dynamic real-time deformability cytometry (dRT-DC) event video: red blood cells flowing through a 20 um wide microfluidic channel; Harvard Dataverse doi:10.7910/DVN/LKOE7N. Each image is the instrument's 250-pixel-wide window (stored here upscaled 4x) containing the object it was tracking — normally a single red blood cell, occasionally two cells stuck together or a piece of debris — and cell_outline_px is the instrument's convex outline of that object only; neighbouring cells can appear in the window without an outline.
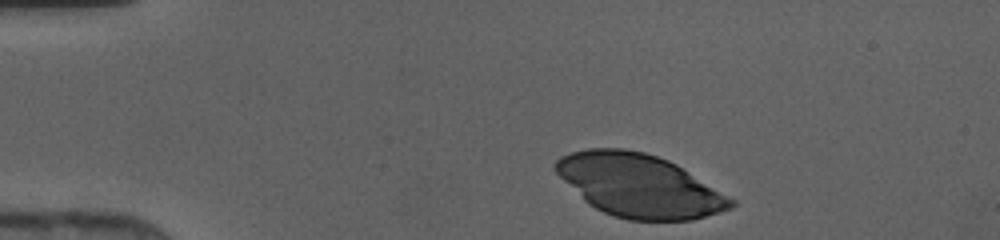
{"species": "human", "species_latin": "Homo sapiens", "temperature_condition": "cold", "stored_images_in_passage": 13, "camera_frame_rate_fps": 3000, "um_per_image_px": 0.085, "donor": {"sex": "female"}, "frame": {"image": 1, "passage_image": 1, "time_ms": 0.0, "image_size_px": [1000, 240], "cell_outline_px": [[736, 204], [732, 208], [692, 220], [628, 220], [612, 216], [588, 204], [556, 172], [552, 164], [560, 156], [572, 152], [588, 148], [624, 148], [644, 152], [668, 160], [676, 164], [736, 200]], "centroid_in_image_um": [54.33, 15.77], "position_along_channel_um": 30.7, "area_um2": 64.04}}